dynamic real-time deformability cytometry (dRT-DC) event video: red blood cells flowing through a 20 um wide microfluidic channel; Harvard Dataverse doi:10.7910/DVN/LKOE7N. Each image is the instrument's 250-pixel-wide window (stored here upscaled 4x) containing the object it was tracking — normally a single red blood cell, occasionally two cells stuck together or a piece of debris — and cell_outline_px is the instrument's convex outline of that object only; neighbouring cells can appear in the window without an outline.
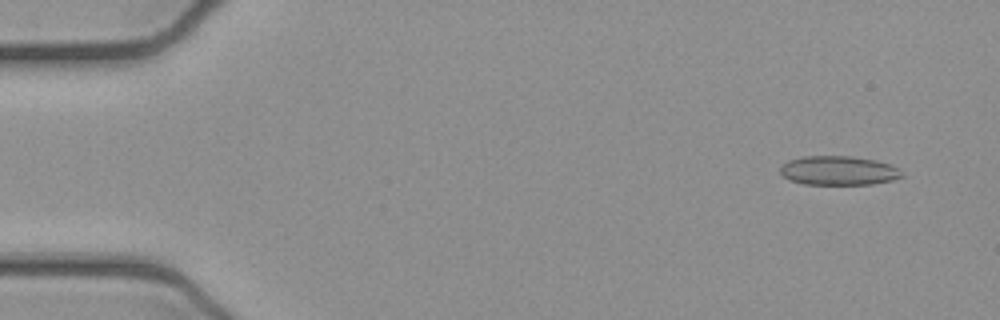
{"species": "common noctule bat (a hibernating species)", "species_latin": "Nyctalus noctula", "temperature_condition": "cold", "stored_images_in_passage": 6, "camera_frame_rate_fps": 3000, "um_per_image_px": 0.085, "animal": {"sex": "female", "body_mass_g": 21.9}, "frame": {"image": 1, "passage_image": 3, "time_ms": 0.667, "image_size_px": [1000, 320], "cell_outline_px": [[904, 176], [892, 180], [872, 184], [804, 184], [788, 180], [780, 172], [780, 164], [788, 160], [804, 156], [852, 156], [876, 160], [900, 168]], "centroid_in_image_um": [71.26, 14.49], "position_along_channel_um": 13.7, "area_um2": 20.81}}